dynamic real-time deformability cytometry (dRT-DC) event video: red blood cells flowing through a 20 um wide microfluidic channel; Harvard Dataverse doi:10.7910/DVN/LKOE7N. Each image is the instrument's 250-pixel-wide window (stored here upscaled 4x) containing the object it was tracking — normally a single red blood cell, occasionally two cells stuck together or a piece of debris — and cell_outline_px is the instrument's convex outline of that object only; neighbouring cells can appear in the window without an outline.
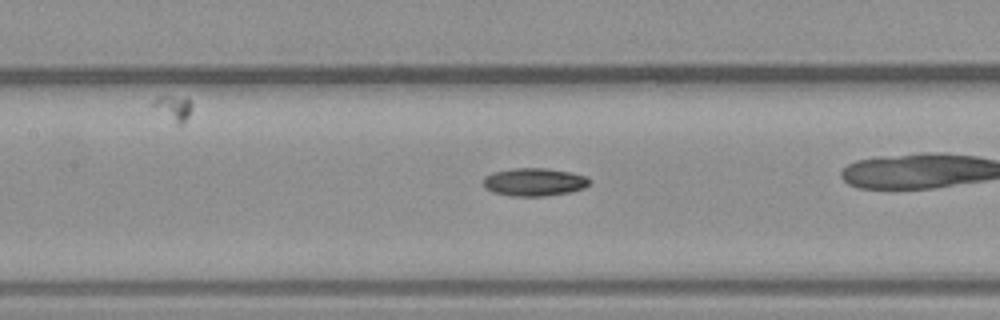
{"species": "common noctule bat (a hibernating species)", "species_latin": "Nyctalus noctula", "temperature_condition": "warm", "stored_images_in_passage": 20, "camera_frame_rate_fps": 3000, "um_per_image_px": 0.085, "animal": {"sex": "male", "body_mass_g": 23.1, "forearm_length_mm": 52.7}, "frame": {"image": 1, "passage_image": 6, "time_ms": 1.667, "image_size_px": [1000, 320], "cell_outline_px": [[592, 180], [584, 188], [568, 192], [544, 196], [512, 196], [492, 192], [484, 188], [484, 176], [496, 172], [512, 168], [544, 168], [568, 172], [588, 176]], "centroid_in_image_um": [45.41, 15.47], "position_along_channel_um": 162.0, "area_um2": 17.22}}